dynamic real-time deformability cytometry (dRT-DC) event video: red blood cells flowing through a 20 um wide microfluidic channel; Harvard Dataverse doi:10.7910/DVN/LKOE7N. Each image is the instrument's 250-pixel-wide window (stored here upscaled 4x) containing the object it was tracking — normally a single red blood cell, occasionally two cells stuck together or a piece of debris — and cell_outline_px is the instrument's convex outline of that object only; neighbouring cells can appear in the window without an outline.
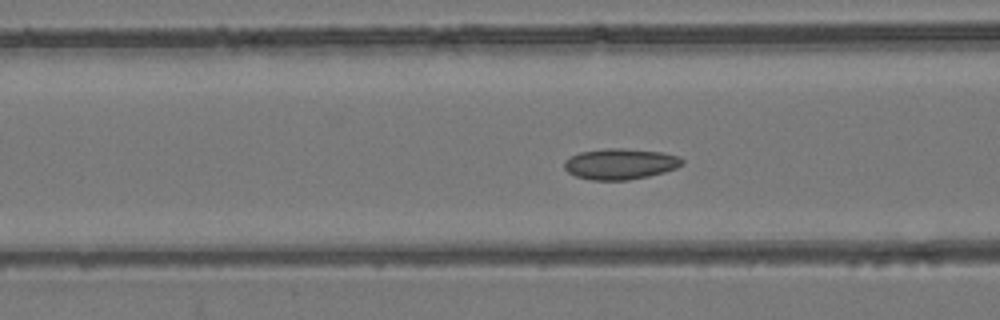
{"species": "common noctule bat (a hibernating species)", "species_latin": "Nyctalus noctula", "temperature_condition": "room temperature", "stored_images_in_passage": 54, "camera_frame_rate_fps": 3000, "um_per_image_px": 0.085, "animal": {"sex": "female", "body_mass_g": 24.6, "forearm_length_mm": 56.2}, "frame": {"image": 1, "passage_image": 22, "time_ms": 7.0, "image_size_px": [1000, 320], "cell_outline_px": [[684, 164], [676, 168], [664, 172], [648, 176], [628, 180], [592, 180], [576, 176], [568, 172], [564, 168], [564, 160], [580, 152], [608, 148], [624, 148], [664, 152], [680, 156], [684, 160]], "centroid_in_image_um": [52.76, 13.93], "position_along_channel_um": 113.8, "area_um2": 21.33}}
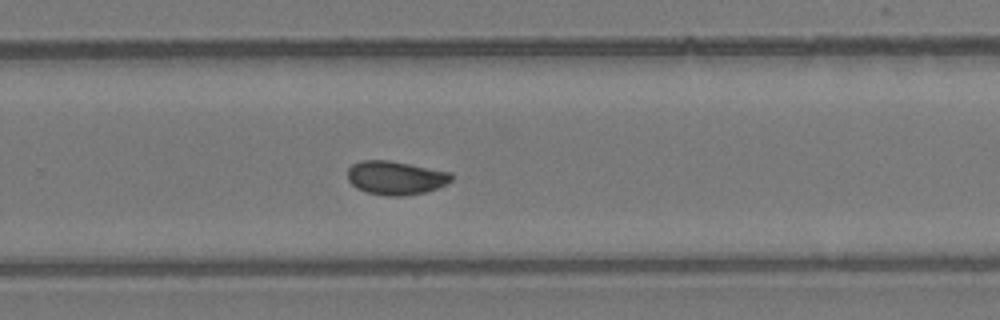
{"frame": {"image": 2, "passage_image": 36, "time_ms": 11.667, "image_size_px": [1000, 320], "cell_outline_px": [[452, 180], [448, 184], [424, 192], [404, 196], [388, 196], [364, 192], [356, 188], [348, 180], [348, 168], [352, 164], [360, 160], [388, 160], [452, 172]], "centroid_in_image_um": [33.62, 15.11], "position_along_channel_um": 296.2, "area_um2": 20.52}}
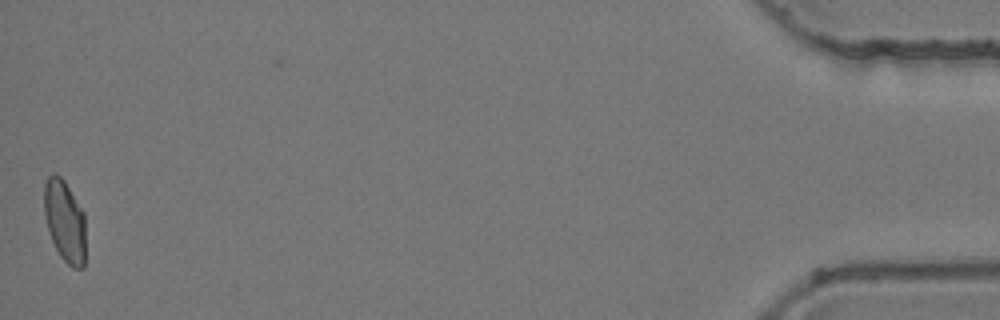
{"frame": {"image": 3, "passage_image": 54, "time_ms": 17.667, "image_size_px": [1000, 320], "cell_outline_px": [[84, 268], [72, 268], [60, 256], [48, 232], [44, 216], [44, 184], [48, 176], [52, 172], [56, 172], [64, 180], [84, 212]], "centroid_in_image_um": [5.48, 18.76], "position_along_channel_um": 429.7, "area_um2": 19.88}, "authors_computed_cell_mechanics": {"area_um2": 20.4612, "velocity_mm_per_s": 3.9111, "shape_relaxation_time_tau1_ms": null, "shape_relaxation_time_tau2_ms": 1.6523, "deformation_change_tau1": null, "deformation_change_tau2": 0.0592}}